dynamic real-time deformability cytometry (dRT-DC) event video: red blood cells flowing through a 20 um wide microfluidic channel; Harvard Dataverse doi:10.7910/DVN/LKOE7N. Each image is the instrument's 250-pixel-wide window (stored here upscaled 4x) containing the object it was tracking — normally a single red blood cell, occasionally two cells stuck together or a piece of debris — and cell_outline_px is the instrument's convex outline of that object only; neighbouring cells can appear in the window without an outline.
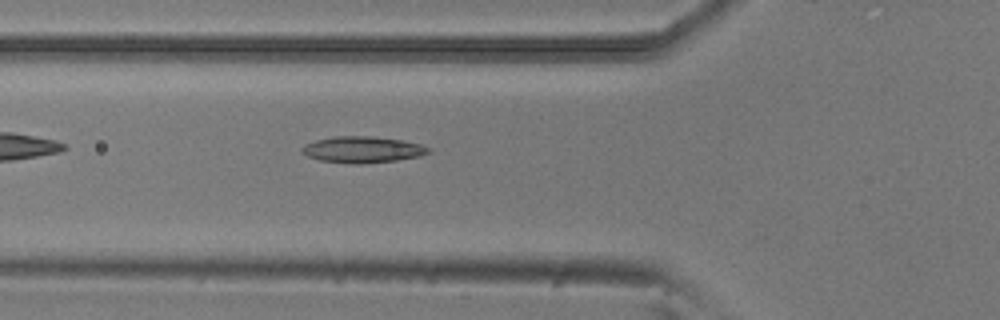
{"species": "common noctule bat (a hibernating species)", "species_latin": "Nyctalus noctula", "temperature_condition": "room temperature", "stored_images_in_passage": 5, "camera_frame_rate_fps": 3000, "um_per_image_px": 0.085, "animal": {"sex": "male", "body_mass_g": 20.5, "forearm_length_mm": 52.5}, "frame": {"image": 1, "passage_image": 5, "time_ms": 1.333, "image_size_px": [1000, 320], "cell_outline_px": [[432, 152], [420, 156], [396, 160], [360, 164], [356, 164], [320, 160], [308, 156], [300, 152], [300, 148], [304, 144], [316, 140], [332, 136], [372, 136], [400, 140], [420, 144], [432, 148]], "centroid_in_image_um": [30.81, 12.71], "position_along_channel_um": 95.0, "area_um2": 19.48}}